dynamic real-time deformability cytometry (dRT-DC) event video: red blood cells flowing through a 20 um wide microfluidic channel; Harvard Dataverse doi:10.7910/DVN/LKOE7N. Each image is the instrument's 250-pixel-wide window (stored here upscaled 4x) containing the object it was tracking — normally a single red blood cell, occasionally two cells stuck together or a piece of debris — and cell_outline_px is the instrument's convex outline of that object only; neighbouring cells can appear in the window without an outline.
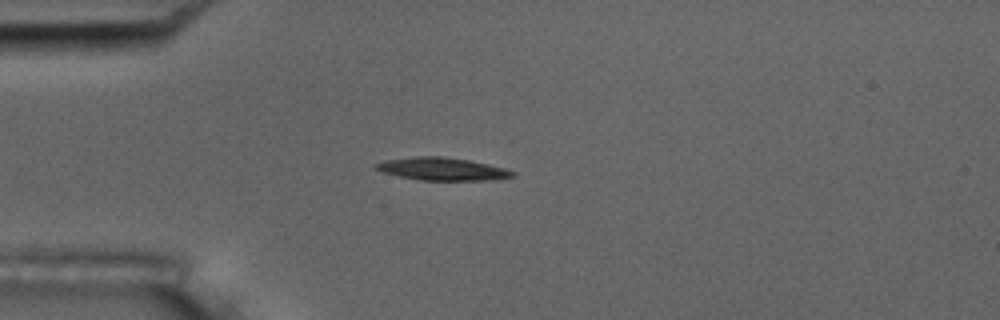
{"species": "common noctule bat (a hibernating species)", "species_latin": "Nyctalus noctula", "temperature_condition": "room temperature", "stored_images_in_passage": 42, "segment_of_instrument_passage": [1, 2], "camera_frame_rate_fps": 3000, "um_per_image_px": 0.085, "animal": {"sex": "male", "body_mass_g": 17.5, "forearm_length_mm": 52.3}, "frame": {"image": 1, "passage_image": 6, "time_ms": 1.667, "image_size_px": [1000, 320], "cell_outline_px": [[516, 176], [500, 180], [420, 180], [400, 176], [384, 172], [372, 168], [372, 164], [384, 160], [420, 156], [444, 156], [468, 160], [488, 164], [504, 168], [516, 172]], "centroid_in_image_um": [37.61, 14.36], "position_along_channel_um": 47.4, "area_um2": 18.26}}
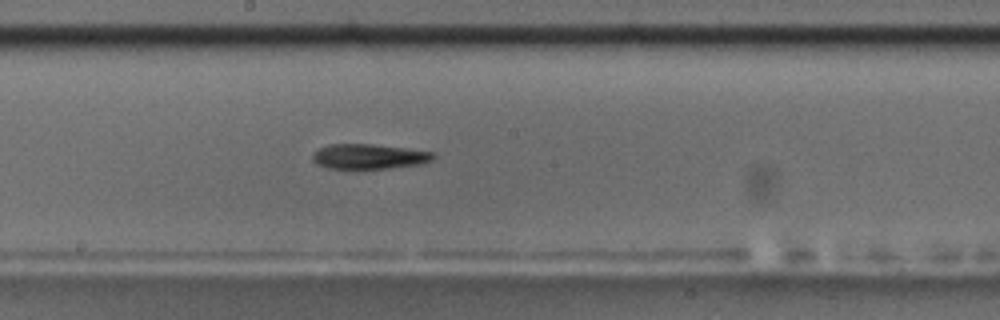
{"frame": {"image": 2, "passage_image": 21, "time_ms": 6.667, "image_size_px": [1000, 320], "cell_outline_px": [[436, 156], [432, 160], [424, 164], [392, 168], [328, 168], [316, 164], [312, 160], [312, 152], [328, 144], [372, 144], [436, 152]], "centroid_in_image_um": [31.39, 13.3], "position_along_channel_um": 216.8, "area_um2": 17.74}}
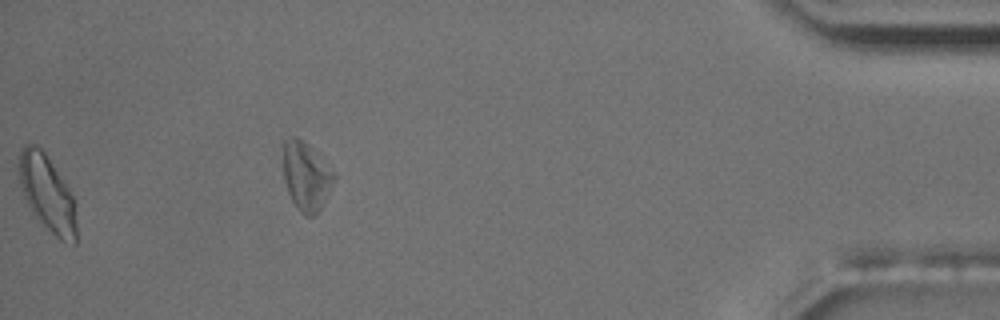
{"frame": {"image": 3, "passage_image": 41, "time_ms": 13.333, "image_size_px": [1000, 320], "cell_outline_px": [[76, 244], [72, 244], [60, 240], [32, 212], [24, 196], [20, 184], [16, 168], [20, 152], [24, 144], [36, 144], [44, 152], [68, 188], [76, 204]], "centroid_in_image_um": [4.0, 16.42], "position_along_channel_um": 431.2, "area_um2": 25.37}}